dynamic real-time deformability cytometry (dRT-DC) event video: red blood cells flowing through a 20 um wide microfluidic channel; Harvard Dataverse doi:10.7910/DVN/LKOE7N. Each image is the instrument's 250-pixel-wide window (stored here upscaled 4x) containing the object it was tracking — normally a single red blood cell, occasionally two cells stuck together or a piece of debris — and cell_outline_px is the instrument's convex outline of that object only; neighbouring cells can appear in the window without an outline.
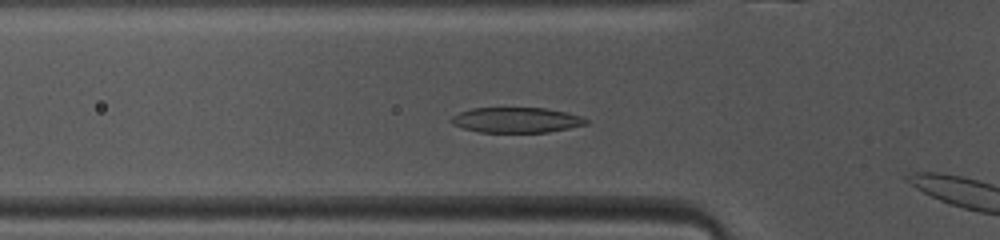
{"species": "common noctule bat (a hibernating species)", "species_latin": "Nyctalus noctula", "temperature_condition": "warm", "stored_images_in_passage": 6, "camera_frame_rate_fps": 3000, "um_per_image_px": 0.085, "animal": {"sex": "female", "body_mass_g": 10.0, "forearm_length_mm": 53.1}, "frame": {"image": 1, "passage_image": 5, "time_ms": 1.333, "image_size_px": [1000, 240], "cell_outline_px": [[588, 124], [548, 132], [480, 132], [464, 128], [452, 124], [448, 120], [452, 116], [460, 112], [472, 108], [544, 108], [568, 112], [580, 116], [588, 120]], "centroid_in_image_um": [43.88, 10.2], "position_along_channel_um": 81.9, "area_um2": 19.83}}